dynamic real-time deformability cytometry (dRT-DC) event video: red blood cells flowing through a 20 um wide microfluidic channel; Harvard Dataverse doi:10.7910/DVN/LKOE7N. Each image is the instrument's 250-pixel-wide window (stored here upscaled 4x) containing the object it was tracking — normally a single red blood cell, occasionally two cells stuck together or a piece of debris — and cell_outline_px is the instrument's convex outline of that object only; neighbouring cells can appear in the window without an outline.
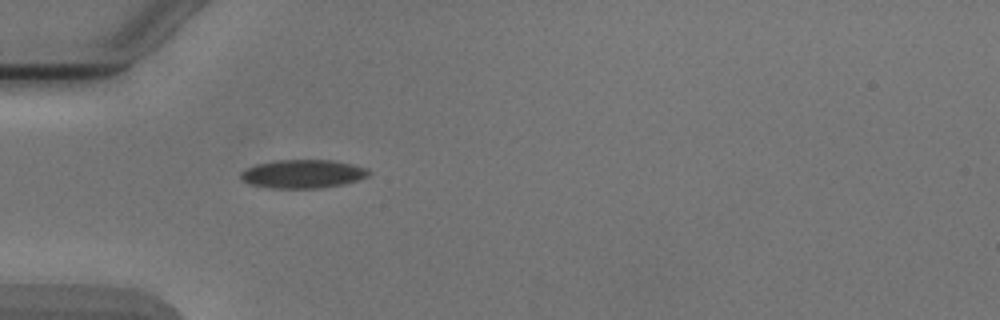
{"species": "Egyptian fruit bat (a non-hibernating species)", "species_latin": "Rousettus aegyptiacus", "temperature_condition": "cold", "stored_images_in_passage": 1, "camera_frame_rate_fps": 3000, "um_per_image_px": 0.085, "animal": {"sex": "male"}, "frame": {"image": 1, "passage_image": 1, "time_ms": 0.0, "image_size_px": [1000, 320], "cell_outline_px": [[372, 172], [368, 176], [356, 180], [340, 184], [316, 188], [272, 188], [252, 184], [244, 180], [240, 176], [240, 172], [256, 164], [276, 160], [332, 160], [352, 164], [368, 168]], "centroid_in_image_um": [25.76, 14.77], "position_along_channel_um": 59.2, "area_um2": 20.98}}